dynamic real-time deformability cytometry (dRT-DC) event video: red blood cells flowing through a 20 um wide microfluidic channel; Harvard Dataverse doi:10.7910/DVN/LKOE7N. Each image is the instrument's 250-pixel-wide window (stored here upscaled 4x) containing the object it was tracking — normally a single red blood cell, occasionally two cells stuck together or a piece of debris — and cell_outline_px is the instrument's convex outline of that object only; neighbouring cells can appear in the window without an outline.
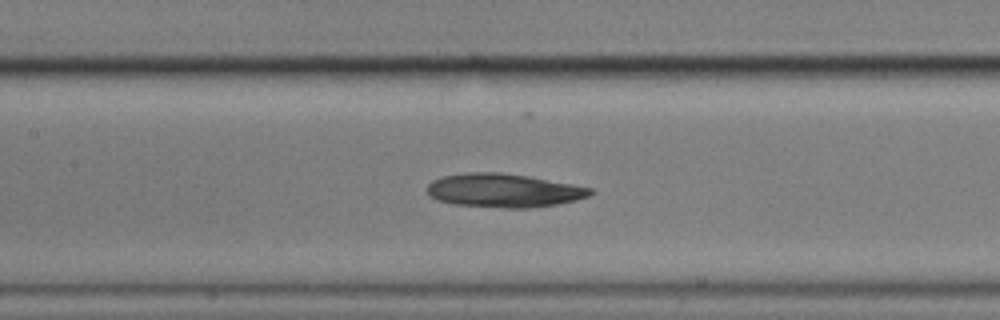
{"species": "common noctule bat (a hibernating species)", "species_latin": "Nyctalus noctula", "temperature_condition": "cold", "stored_images_in_passage": 39, "camera_frame_rate_fps": 3000, "um_per_image_px": 0.085, "animal": {"sex": "male", "body_mass_g": 17.9}, "frame": {"image": 1, "passage_image": 9, "time_ms": 2.667, "image_size_px": [1000, 320], "cell_outline_px": [[596, 192], [588, 196], [576, 200], [556, 204], [528, 208], [504, 208], [456, 204], [436, 200], [428, 196], [428, 184], [432, 180], [444, 176], [468, 172], [500, 172], [528, 176], [572, 184], [592, 188]], "centroid_in_image_um": [42.81, 16.19], "position_along_channel_um": 164.6, "area_um2": 31.96}}
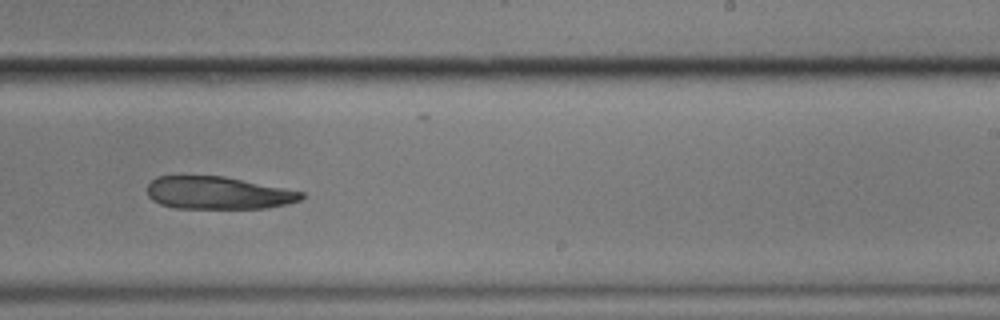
{"frame": {"image": 2, "passage_image": 18, "time_ms": 5.667, "image_size_px": [1000, 320], "cell_outline_px": [[304, 196], [300, 200], [288, 204], [264, 208], [176, 208], [160, 204], [152, 200], [148, 196], [148, 184], [156, 176], [224, 176], [304, 192]], "centroid_in_image_um": [18.52, 16.4], "position_along_channel_um": 270.5, "area_um2": 29.19}}
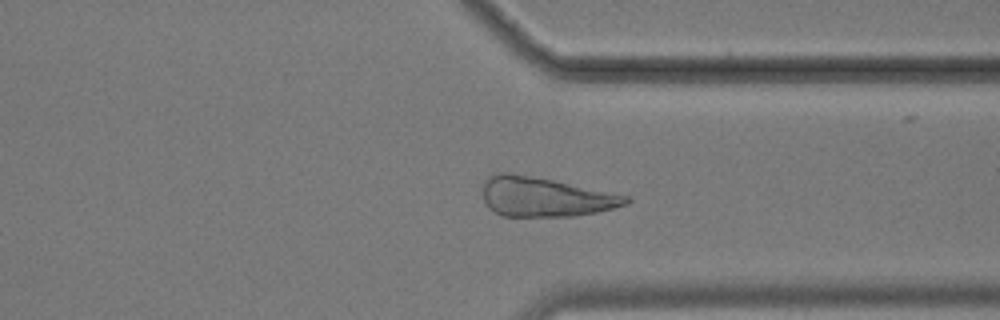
{"frame": {"image": 3, "passage_image": 26, "time_ms": 8.333, "image_size_px": [1000, 320], "cell_outline_px": [[632, 200], [624, 204], [612, 208], [596, 212], [576, 216], [504, 216], [488, 208], [484, 200], [484, 180], [488, 176], [496, 172], [512, 172], [552, 180], [628, 196]], "centroid_in_image_um": [46.27, 16.73], "position_along_channel_um": 365.1, "area_um2": 32.6}}